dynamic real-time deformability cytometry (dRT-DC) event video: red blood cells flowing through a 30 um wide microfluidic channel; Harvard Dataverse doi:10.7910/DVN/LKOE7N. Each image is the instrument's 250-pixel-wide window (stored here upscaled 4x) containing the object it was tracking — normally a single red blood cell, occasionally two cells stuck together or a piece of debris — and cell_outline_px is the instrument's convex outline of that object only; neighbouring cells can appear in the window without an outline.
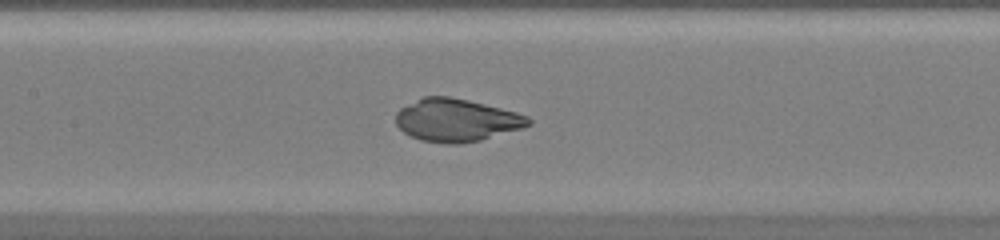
{"species": "common noctule bat (a hibernating species)", "species_latin": "Nyctalus noctula", "temperature_condition": "warm", "stored_images_in_passage": 47, "camera_frame_rate_fps": 3000, "um_per_image_px": 0.085, "animal": {"sex": "female", "body_mass_g": 20.0, "forearm_length_mm": 54.0}, "frame": {"image": 1, "passage_image": 23, "time_ms": 7.333, "image_size_px": [1000, 240], "cell_outline_px": [[532, 124], [520, 128], [480, 140], [460, 144], [448, 144], [420, 140], [404, 132], [396, 124], [396, 112], [400, 108], [424, 96], [448, 96], [468, 100], [516, 112], [528, 116], [532, 120]], "centroid_in_image_um": [38.78, 10.21], "position_along_channel_um": 168.6, "area_um2": 32.77}}
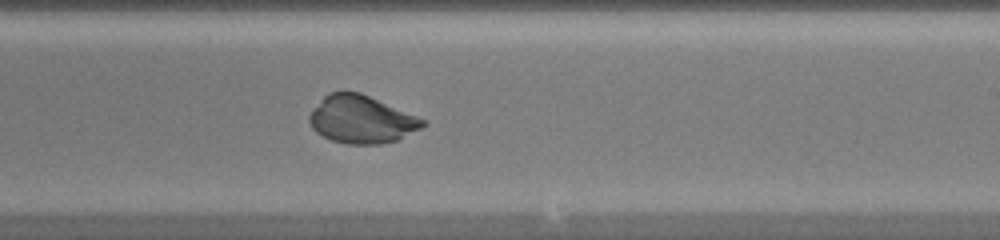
{"frame": {"image": 2, "passage_image": 29, "time_ms": 9.333, "image_size_px": [1000, 240], "cell_outline_px": [[428, 124], [396, 140], [380, 144], [348, 144], [332, 140], [316, 132], [312, 128], [308, 120], [308, 116], [312, 108], [328, 92], [360, 92], [416, 116], [424, 120]], "centroid_in_image_um": [30.67, 10.15], "position_along_channel_um": 258.3, "area_um2": 31.21}}
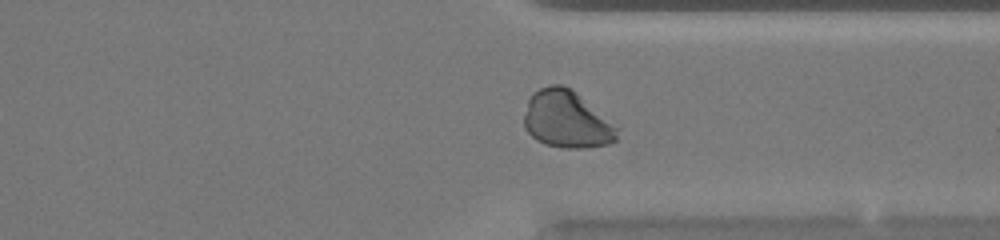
{"frame": {"image": 3, "passage_image": 36, "time_ms": 11.667, "image_size_px": [1000, 240], "cell_outline_px": [[620, 128], [616, 140], [608, 144], [584, 148], [564, 148], [544, 144], [536, 140], [524, 128], [524, 116], [528, 100], [532, 92], [540, 88], [552, 84], [564, 84], [620, 124]], "centroid_in_image_um": [48.23, 10.15], "position_along_channel_um": 363.2, "area_um2": 31.79}}